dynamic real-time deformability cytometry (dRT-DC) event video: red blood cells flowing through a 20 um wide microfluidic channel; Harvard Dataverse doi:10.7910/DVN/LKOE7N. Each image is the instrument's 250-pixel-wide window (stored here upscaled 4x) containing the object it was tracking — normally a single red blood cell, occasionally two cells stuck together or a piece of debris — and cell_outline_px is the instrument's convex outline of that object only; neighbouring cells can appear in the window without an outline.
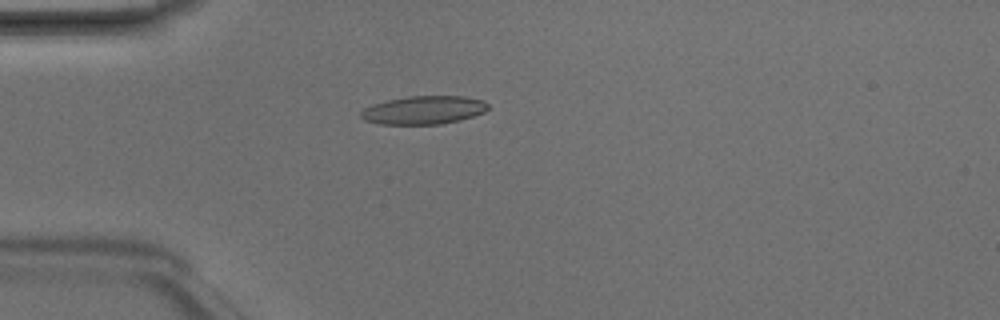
{"species": "Egyptian fruit bat (a non-hibernating species)", "species_latin": "Rousettus aegyptiacus", "temperature_condition": "room temperature", "stored_images_in_passage": 4, "camera_frame_rate_fps": 3000, "um_per_image_px": 0.085, "animal": {"sex": "male"}, "frame": {"image": 1, "passage_image": 3, "time_ms": 0.667, "image_size_px": [1000, 320], "cell_outline_px": [[488, 108], [484, 112], [460, 120], [440, 124], [380, 124], [364, 120], [360, 116], [360, 112], [364, 108], [372, 104], [388, 100], [408, 96], [464, 96], [484, 100], [488, 104]], "centroid_in_image_um": [36.01, 9.35], "position_along_channel_um": 49.0, "area_um2": 20.98}}